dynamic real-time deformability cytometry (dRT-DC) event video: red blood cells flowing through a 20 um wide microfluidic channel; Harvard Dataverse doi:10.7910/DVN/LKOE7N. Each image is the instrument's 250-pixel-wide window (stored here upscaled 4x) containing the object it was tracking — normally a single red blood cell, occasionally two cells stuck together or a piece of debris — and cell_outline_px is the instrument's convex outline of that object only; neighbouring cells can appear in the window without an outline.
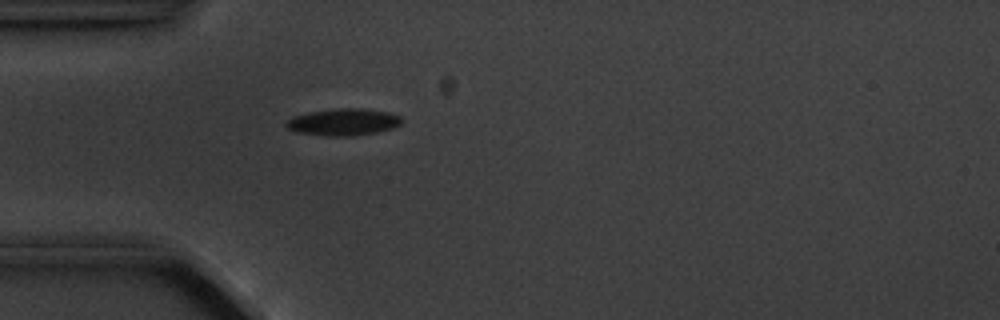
{"species": "common noctule bat (a hibernating species)", "species_latin": "Nyctalus noctula", "temperature_condition": "cold", "stored_images_in_passage": 5, "camera_frame_rate_fps": 3000, "um_per_image_px": 0.085, "animal": {"sex": "male", "body_mass_g": 20.1, "forearm_length_mm": 53.5}, "frame": {"image": 1, "passage_image": 5, "time_ms": 4.333, "image_size_px": [1000, 320], "cell_outline_px": [[404, 120], [400, 124], [392, 128], [376, 132], [352, 136], [324, 136], [296, 132], [288, 128], [284, 124], [288, 120], [296, 116], [308, 112], [336, 108], [360, 108], [384, 112], [400, 116]], "centroid_in_image_um": [29.17, 10.38], "position_along_channel_um": 55.8, "area_um2": 17.98}}